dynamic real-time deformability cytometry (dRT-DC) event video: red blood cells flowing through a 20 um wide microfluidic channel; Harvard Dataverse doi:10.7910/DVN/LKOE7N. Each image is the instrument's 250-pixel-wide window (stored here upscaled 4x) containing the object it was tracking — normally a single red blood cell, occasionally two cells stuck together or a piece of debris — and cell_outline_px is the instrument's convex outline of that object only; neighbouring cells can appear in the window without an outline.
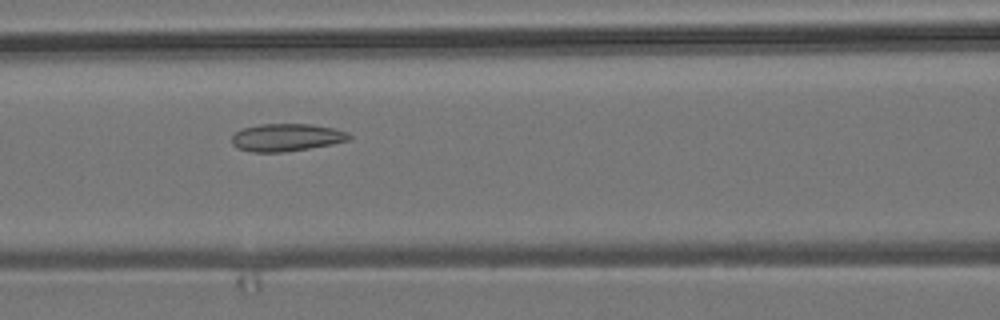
{"species": "common noctule bat (a hibernating species)", "species_latin": "Nyctalus noctula", "temperature_condition": "room temperature", "stored_images_in_passage": 26, "camera_frame_rate_fps": 3000, "um_per_image_px": 0.085, "animal": {"sex": "male", "body_mass_g": 19.2, "forearm_length_mm": 51.8}, "frame": {"image": 1, "passage_image": 6, "time_ms": 1.667, "image_size_px": [1000, 320], "cell_outline_px": [[352, 136], [348, 140], [332, 144], [284, 152], [252, 152], [236, 148], [232, 144], [232, 136], [236, 132], [244, 128], [260, 124], [312, 124], [332, 128], [348, 132]], "centroid_in_image_um": [24.34, 11.68], "position_along_channel_um": 142.3, "area_um2": 18.79}}
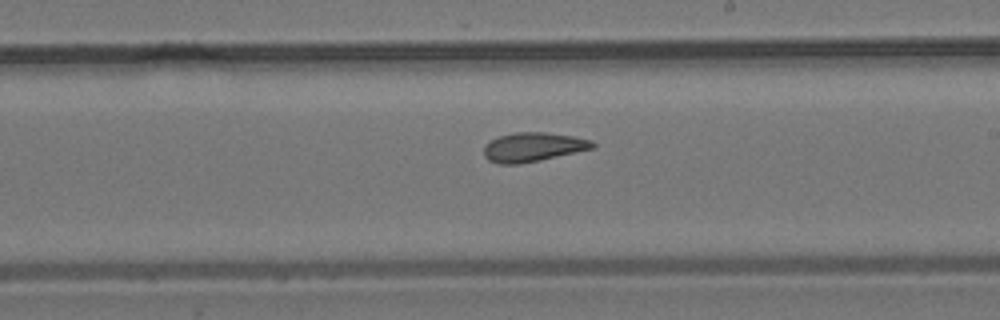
{"frame": {"image": 2, "passage_image": 14, "time_ms": 4.333, "image_size_px": [1000, 320], "cell_outline_px": [[596, 148], [540, 160], [520, 164], [500, 164], [488, 160], [484, 156], [484, 148], [492, 140], [500, 136], [516, 132], [544, 132], [572, 136], [592, 140], [596, 144]], "centroid_in_image_um": [45.35, 12.51], "position_along_channel_um": 243.6, "area_um2": 18.38}}
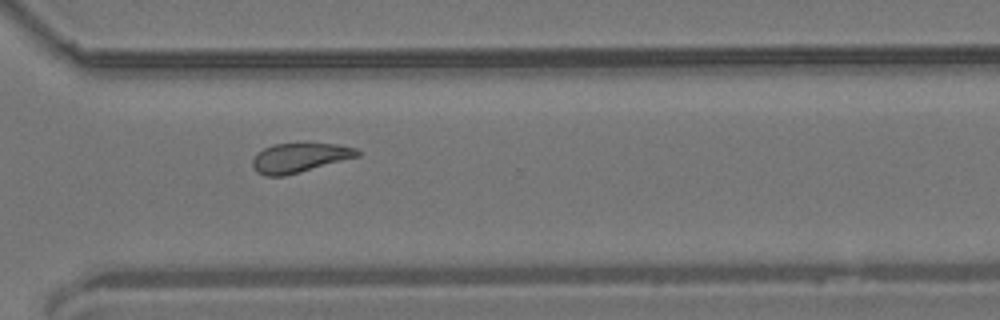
{"frame": {"image": 3, "passage_image": 22, "time_ms": 7.0, "image_size_px": [1000, 320], "cell_outline_px": [[360, 156], [300, 172], [284, 176], [264, 176], [256, 172], [252, 164], [252, 160], [256, 152], [272, 144], [304, 140], [308, 140], [336, 144], [356, 148], [360, 152]], "centroid_in_image_um": [25.45, 13.35], "position_along_channel_um": 345.1, "area_um2": 18.9}}